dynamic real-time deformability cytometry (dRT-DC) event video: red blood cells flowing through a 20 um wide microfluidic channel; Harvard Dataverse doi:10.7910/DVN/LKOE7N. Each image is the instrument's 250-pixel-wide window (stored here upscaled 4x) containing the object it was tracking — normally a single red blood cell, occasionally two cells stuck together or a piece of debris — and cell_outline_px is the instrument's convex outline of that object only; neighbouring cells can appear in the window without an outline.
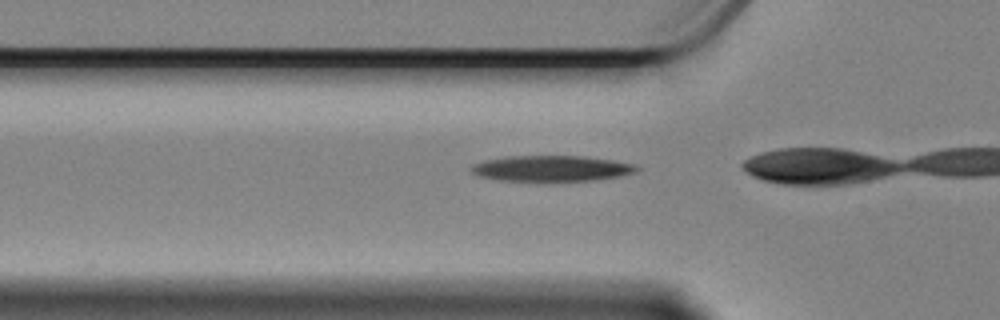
{"species": "Egyptian fruit bat (a non-hibernating species)", "species_latin": "Rousettus aegyptiacus", "temperature_condition": "cold", "stored_images_in_passage": 4, "camera_frame_rate_fps": 3000, "um_per_image_px": 0.085, "animal": {"sex": "female"}, "frame": {"image": 1, "passage_image": 2, "time_ms": 0.333, "image_size_px": [1000, 320], "cell_outline_px": [[640, 168], [636, 172], [620, 176], [592, 180], [500, 180], [480, 176], [472, 172], [472, 164], [484, 160], [508, 156], [584, 156], [612, 160], [632, 164]], "centroid_in_image_um": [46.88, 14.3], "position_along_channel_um": 78.9, "area_um2": 24.39}}